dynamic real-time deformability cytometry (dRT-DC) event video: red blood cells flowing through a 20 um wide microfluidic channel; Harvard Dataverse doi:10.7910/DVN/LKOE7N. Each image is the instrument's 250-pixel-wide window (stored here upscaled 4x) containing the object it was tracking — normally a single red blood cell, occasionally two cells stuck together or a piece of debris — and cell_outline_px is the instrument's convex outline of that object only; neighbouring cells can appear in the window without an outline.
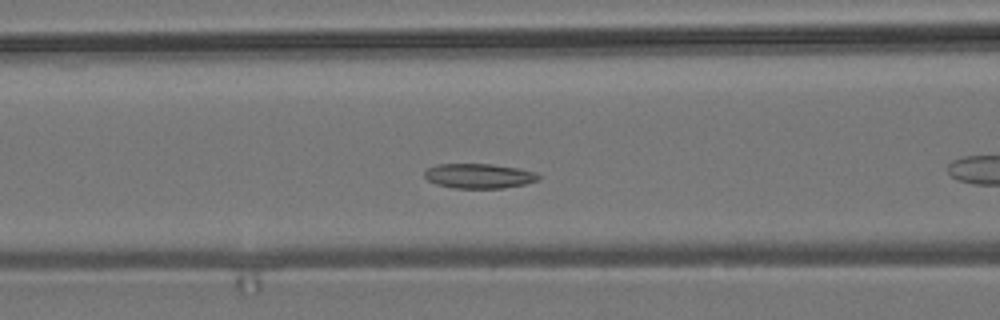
{"species": "common noctule bat (a hibernating species)", "species_latin": "Nyctalus noctula", "temperature_condition": "room temperature", "stored_images_in_passage": 42, "camera_frame_rate_fps": 3000, "um_per_image_px": 0.085, "animal": {"sex": "male", "body_mass_g": 19.2, "forearm_length_mm": 51.8}, "frame": {"image": 1, "passage_image": 8, "time_ms": 2.333, "image_size_px": [1000, 320], "cell_outline_px": [[540, 176], [536, 180], [524, 184], [504, 188], [452, 188], [436, 184], [428, 180], [424, 176], [424, 172], [428, 168], [436, 164], [492, 164], [520, 168], [536, 172]], "centroid_in_image_um": [40.7, 14.95], "position_along_channel_um": 125.9, "area_um2": 16.47}}
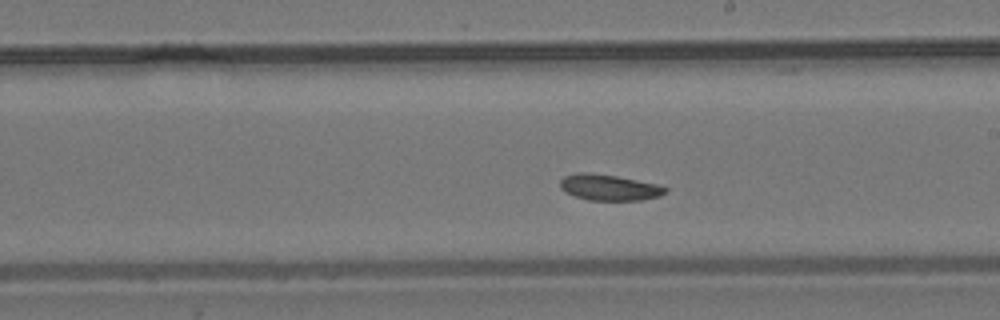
{"frame": {"image": 2, "passage_image": 17, "time_ms": 5.333, "image_size_px": [1000, 320], "cell_outline_px": [[668, 192], [660, 196], [640, 200], [588, 200], [564, 192], [560, 188], [560, 180], [564, 176], [576, 172], [588, 172], [616, 176], [660, 184], [668, 188]], "centroid_in_image_um": [51.79, 15.92], "position_along_channel_um": 237.2, "area_um2": 16.13}}
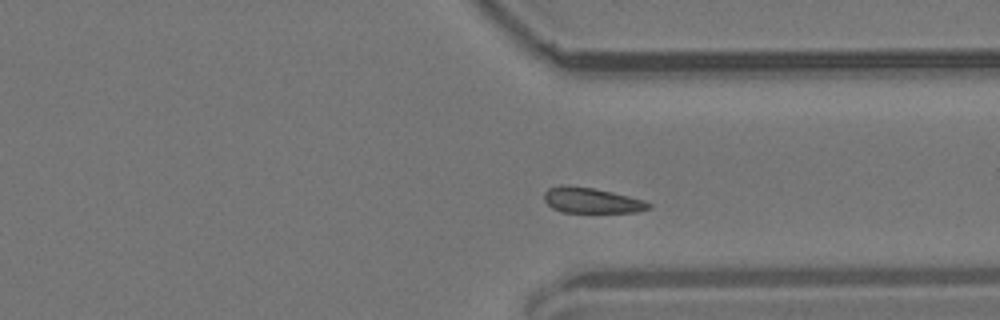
{"frame": {"image": 3, "passage_image": 27, "time_ms": 8.667, "image_size_px": [1000, 320], "cell_outline_px": [[652, 208], [636, 212], [560, 212], [552, 208], [544, 200], [544, 192], [548, 188], [560, 184], [568, 184], [592, 188], [612, 192], [644, 200], [652, 204]], "centroid_in_image_um": [50.26, 17.02], "position_along_channel_um": 361.1, "area_um2": 15.66}}